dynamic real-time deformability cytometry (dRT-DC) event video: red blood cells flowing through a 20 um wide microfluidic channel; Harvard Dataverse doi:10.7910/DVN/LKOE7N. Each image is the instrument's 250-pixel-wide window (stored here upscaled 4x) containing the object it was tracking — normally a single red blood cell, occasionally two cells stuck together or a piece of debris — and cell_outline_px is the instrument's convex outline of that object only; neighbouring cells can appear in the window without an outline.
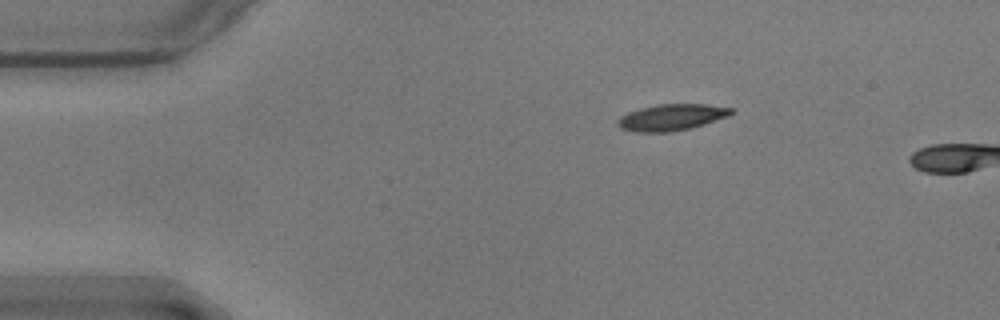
{"species": "common noctule bat (a hibernating species)", "species_latin": "Nyctalus noctula", "temperature_condition": "warm", "stored_images_in_passage": 3, "camera_frame_rate_fps": 3000, "um_per_image_px": 0.085, "animal": {"sex": "male", "body_mass_g": 17.9}, "frame": {"image": 1, "passage_image": 1, "time_ms": 0.0, "image_size_px": [1000, 320], "cell_outline_px": [[736, 112], [728, 116], [688, 128], [668, 132], [636, 132], [620, 128], [616, 124], [616, 120], [620, 116], [628, 112], [640, 108], [656, 104], [708, 104], [732, 108]], "centroid_in_image_um": [57.04, 9.96], "position_along_channel_um": 28.0, "area_um2": 17.4}}